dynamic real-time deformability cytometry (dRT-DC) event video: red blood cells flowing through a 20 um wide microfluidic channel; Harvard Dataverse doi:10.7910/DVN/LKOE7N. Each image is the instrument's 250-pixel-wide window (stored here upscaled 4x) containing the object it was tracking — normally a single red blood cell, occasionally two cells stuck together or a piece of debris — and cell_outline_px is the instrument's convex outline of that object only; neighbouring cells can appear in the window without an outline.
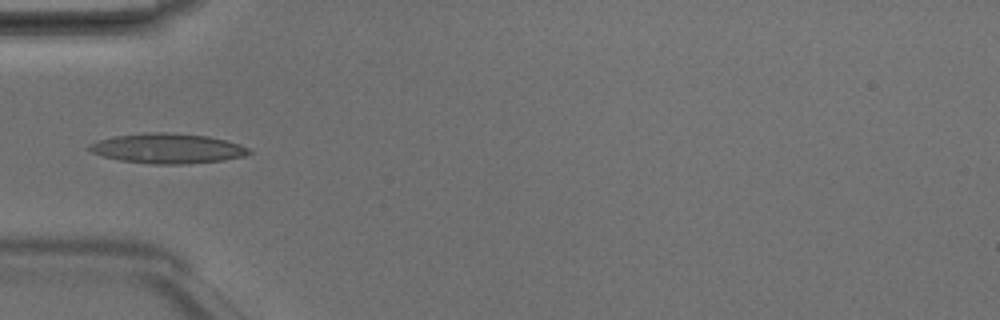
{"species": "Egyptian fruit bat (a non-hibernating species)", "species_latin": "Rousettus aegyptiacus", "temperature_condition": "room temperature", "stored_images_in_passage": 5, "camera_frame_rate_fps": 3000, "um_per_image_px": 0.085, "animal": {"sex": "male"}, "frame": {"image": 1, "passage_image": 5, "time_ms": 1.333, "image_size_px": [1000, 320], "cell_outline_px": [[252, 152], [244, 156], [224, 160], [188, 164], [152, 164], [120, 160], [100, 156], [84, 148], [88, 144], [96, 140], [112, 136], [148, 132], [164, 132], [208, 136], [240, 144], [248, 148]], "centroid_in_image_um": [14.17, 12.62], "position_along_channel_um": 70.8, "area_um2": 28.15}}